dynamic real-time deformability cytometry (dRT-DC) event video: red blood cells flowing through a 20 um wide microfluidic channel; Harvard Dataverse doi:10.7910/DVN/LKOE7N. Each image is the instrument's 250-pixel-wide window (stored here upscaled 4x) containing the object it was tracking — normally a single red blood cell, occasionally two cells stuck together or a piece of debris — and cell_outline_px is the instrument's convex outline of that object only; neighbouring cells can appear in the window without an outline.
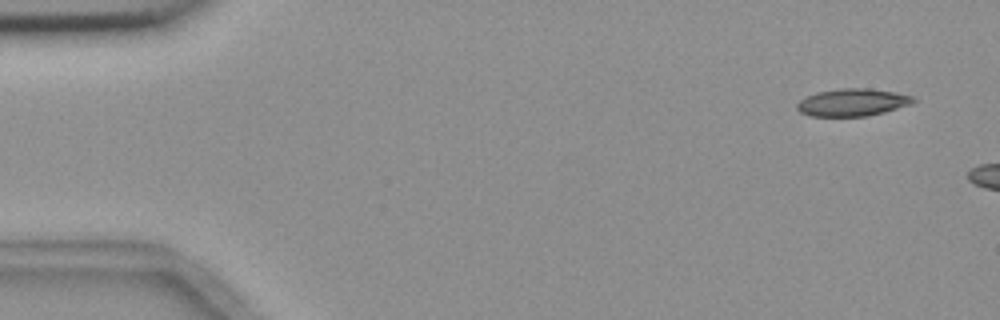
{"species": "common noctule bat (a hibernating species)", "species_latin": "Nyctalus noctula", "temperature_condition": "room temperature", "stored_images_in_passage": 3, "camera_frame_rate_fps": 3000, "um_per_image_px": 0.085, "animal": {"sex": "female", "body_mass_g": 18.4}, "frame": {"image": 1, "passage_image": 1, "time_ms": 0.0, "image_size_px": [1000, 320], "cell_outline_px": [[916, 100], [912, 104], [884, 112], [868, 116], [808, 116], [800, 112], [796, 108], [796, 104], [800, 100], [816, 92], [840, 88], [868, 88], [896, 92], [912, 96]], "centroid_in_image_um": [72.45, 8.7], "position_along_channel_um": 12.5, "area_um2": 18.67}}